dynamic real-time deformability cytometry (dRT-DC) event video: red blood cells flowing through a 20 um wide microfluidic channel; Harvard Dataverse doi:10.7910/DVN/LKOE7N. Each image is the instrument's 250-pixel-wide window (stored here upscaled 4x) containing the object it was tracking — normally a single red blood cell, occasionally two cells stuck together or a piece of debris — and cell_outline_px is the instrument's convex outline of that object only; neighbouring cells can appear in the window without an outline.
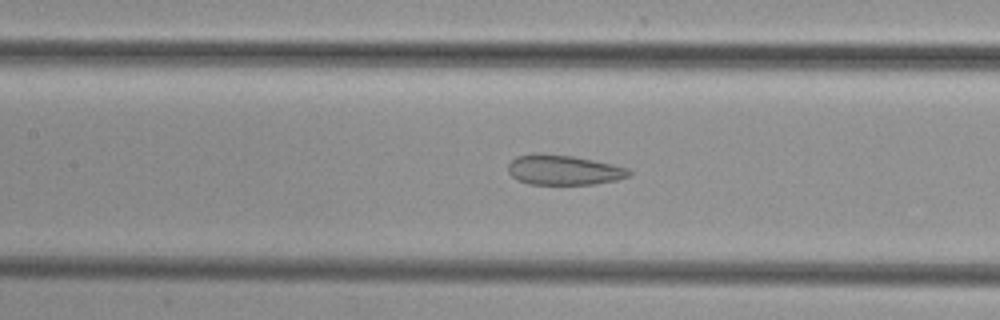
{"species": "common noctule bat (a hibernating species)", "species_latin": "Nyctalus noctula", "temperature_condition": "cold", "stored_images_in_passage": 27, "camera_frame_rate_fps": 3000, "um_per_image_px": 0.085, "animal": {"sex": "female", "body_mass_g": 29.2, "forearm_length_mm": 56.3}, "frame": {"image": 1, "passage_image": 22, "time_ms": 7.0, "image_size_px": [1000, 320], "cell_outline_px": [[632, 172], [628, 176], [616, 180], [596, 184], [528, 184], [516, 180], [508, 172], [508, 164], [516, 156], [540, 152], [572, 156], [612, 164], [628, 168]], "centroid_in_image_um": [47.87, 14.44], "position_along_channel_um": 159.5, "area_um2": 21.21}}
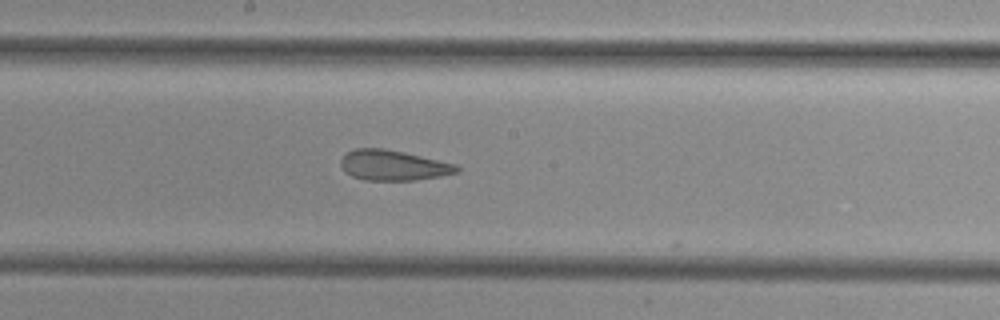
{"frame": {"image": 2, "passage_image": 26, "time_ms": 8.333, "image_size_px": [1000, 320], "cell_outline_px": [[460, 168], [456, 172], [440, 176], [416, 180], [364, 180], [352, 176], [344, 172], [340, 164], [340, 160], [348, 152], [356, 148], [384, 148], [404, 152], [456, 164]], "centroid_in_image_um": [33.39, 14.05], "position_along_channel_um": 214.8, "area_um2": 20.4}}